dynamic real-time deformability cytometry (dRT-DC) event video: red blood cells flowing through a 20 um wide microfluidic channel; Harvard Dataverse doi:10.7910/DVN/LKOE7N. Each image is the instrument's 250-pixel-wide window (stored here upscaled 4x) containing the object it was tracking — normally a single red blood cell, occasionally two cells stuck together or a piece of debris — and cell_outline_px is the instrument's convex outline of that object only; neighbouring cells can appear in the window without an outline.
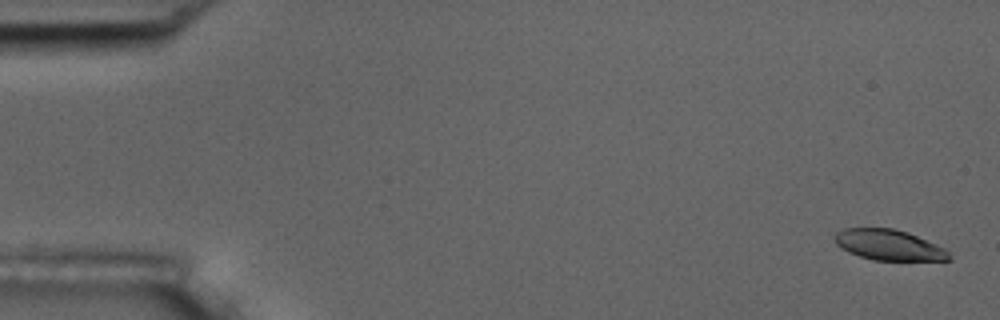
{"species": "common noctule bat (a hibernating species)", "species_latin": "Nyctalus noctula", "temperature_condition": "room temperature", "stored_images_in_passage": 15, "camera_frame_rate_fps": 3000, "um_per_image_px": 0.085, "animal": {"sex": "male", "body_mass_g": 17.5, "forearm_length_mm": 52.3}, "frame": {"image": 1, "passage_image": 1, "time_ms": 0.0, "image_size_px": [1000, 320], "cell_outline_px": [[952, 260], [872, 260], [848, 252], [840, 248], [836, 244], [836, 232], [844, 228], [892, 228], [908, 232], [936, 244], [944, 248], [952, 256]], "centroid_in_image_um": [75.56, 20.82], "position_along_channel_um": 9.4, "area_um2": 20.35}}
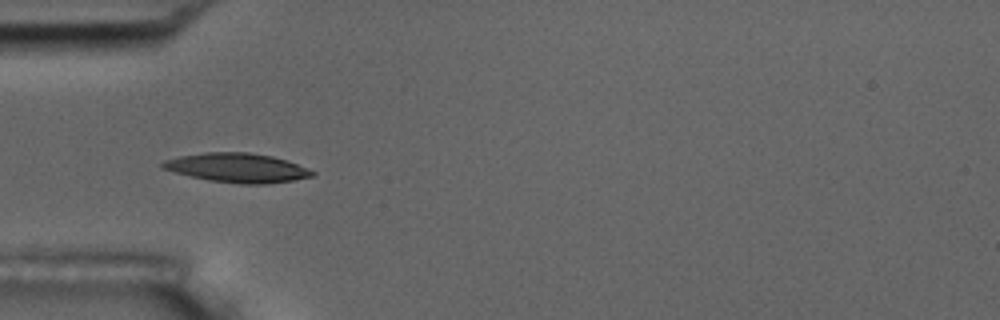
{"frame": {"image": 2, "passage_image": 5, "time_ms": 5.333, "image_size_px": [1000, 320], "cell_outline_px": [[316, 172], [312, 176], [292, 180], [264, 184], [240, 184], [208, 180], [160, 168], [160, 164], [164, 160], [180, 156], [204, 152], [248, 152], [272, 156], [288, 160]], "centroid_in_image_um": [20.15, 14.25], "position_along_channel_um": 64.8, "area_um2": 25.37}}
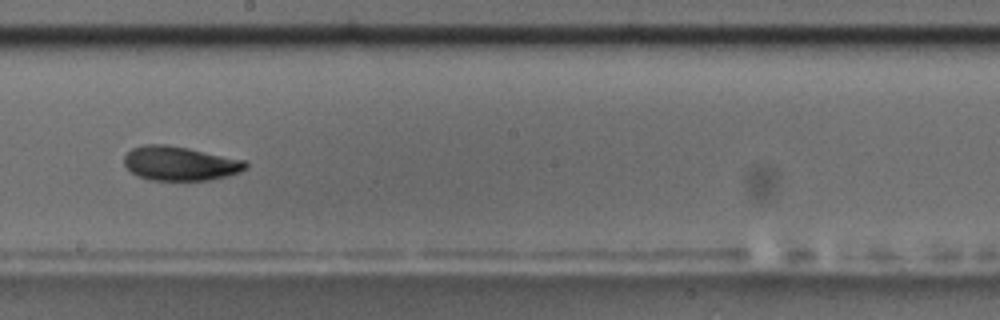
{"frame": {"image": 3, "passage_image": 9, "time_ms": 10.0, "image_size_px": [1000, 320], "cell_outline_px": [[248, 168], [240, 172], [208, 180], [152, 180], [140, 176], [132, 172], [124, 164], [124, 156], [132, 148], [144, 144], [164, 144], [188, 148], [244, 160], [248, 164]], "centroid_in_image_um": [15.29, 13.88], "position_along_channel_um": 232.9, "area_um2": 23.99}, "authors_computed_cell_mechanics": {"area_um2": 23.9292, "velocity_mm_per_s": 3.6313, "shape_relaxation_time_tau1_ms": 6.1698, "shape_relaxation_time_tau2_ms": 6.9528, "deformation_change_tau1": 0.136, "deformation_change_tau2": 0.1176}}